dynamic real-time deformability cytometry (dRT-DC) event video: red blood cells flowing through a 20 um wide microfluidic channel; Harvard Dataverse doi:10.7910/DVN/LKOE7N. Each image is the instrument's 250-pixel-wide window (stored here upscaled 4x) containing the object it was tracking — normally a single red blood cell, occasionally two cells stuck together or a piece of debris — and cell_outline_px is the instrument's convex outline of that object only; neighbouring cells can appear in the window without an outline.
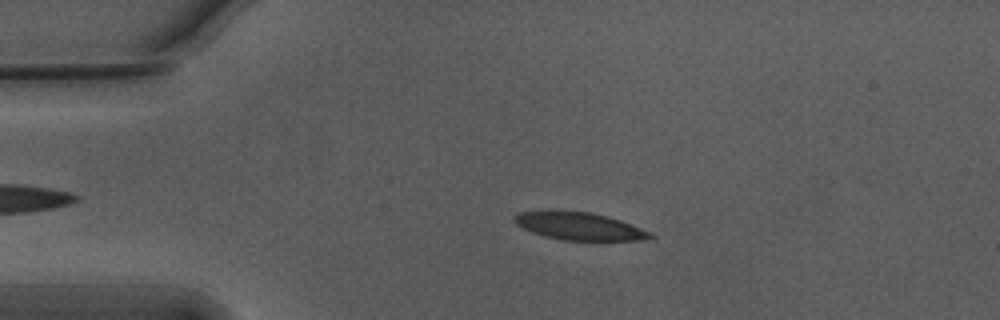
{"species": "Egyptian fruit bat (a non-hibernating species)", "species_latin": "Rousettus aegyptiacus", "temperature_condition": "warm", "stored_images_in_passage": 40, "camera_frame_rate_fps": 3000, "um_per_image_px": 0.085, "animal": {"sex": "male"}, "frame": {"image": 1, "passage_image": 4, "time_ms": 1.0, "image_size_px": [1000, 320], "cell_outline_px": [[656, 236], [640, 240], [564, 240], [544, 236], [532, 232], [516, 224], [512, 220], [512, 216], [520, 212], [588, 212], [620, 220], [652, 232]], "centroid_in_image_um": [49.26, 19.25], "position_along_channel_um": 35.7, "area_um2": 21.27}}
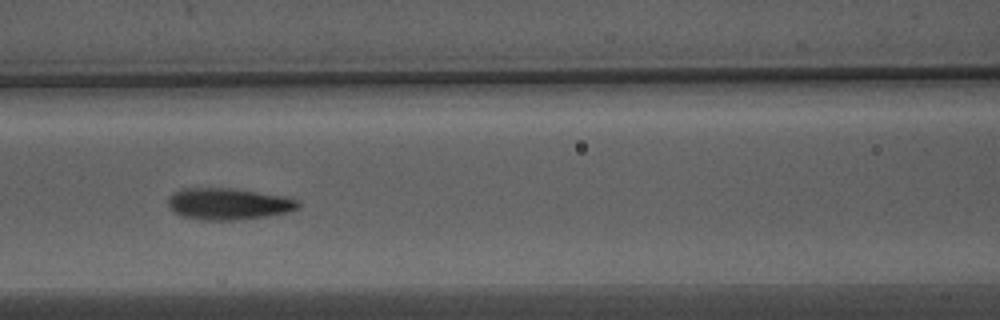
{"frame": {"image": 2, "passage_image": 16, "time_ms": 5.0, "image_size_px": [1000, 320], "cell_outline_px": [[300, 204], [296, 208], [284, 212], [264, 216], [232, 220], [200, 220], [180, 216], [168, 204], [168, 196], [172, 192], [180, 188], [232, 188], [284, 196], [296, 200]], "centroid_in_image_um": [19.32, 17.31], "position_along_channel_um": 147.3, "area_um2": 23.7}}
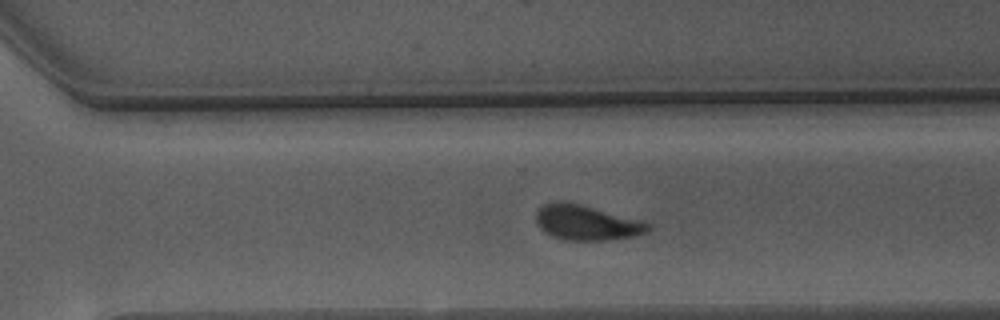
{"frame": {"image": 3, "passage_image": 30, "time_ms": 9.667, "image_size_px": [1000, 320], "cell_outline_px": [[652, 228], [648, 232], [636, 236], [608, 240], [560, 240], [544, 232], [536, 224], [536, 212], [544, 204], [552, 200], [560, 200], [580, 204], [640, 220], [652, 224]], "centroid_in_image_um": [49.84, 18.93], "position_along_channel_um": 320.8, "area_um2": 23.18}, "authors_computed_cell_mechanics": {"area_um2": 23.3512, "velocity_mm_per_s": 3.7327, "shape_relaxation_time_tau1_ms": 3.8542, "shape_relaxation_time_tau2_ms": 1.3563, "deformation_change_tau1": 0.1482, "deformation_change_tau2": 0.0816}}